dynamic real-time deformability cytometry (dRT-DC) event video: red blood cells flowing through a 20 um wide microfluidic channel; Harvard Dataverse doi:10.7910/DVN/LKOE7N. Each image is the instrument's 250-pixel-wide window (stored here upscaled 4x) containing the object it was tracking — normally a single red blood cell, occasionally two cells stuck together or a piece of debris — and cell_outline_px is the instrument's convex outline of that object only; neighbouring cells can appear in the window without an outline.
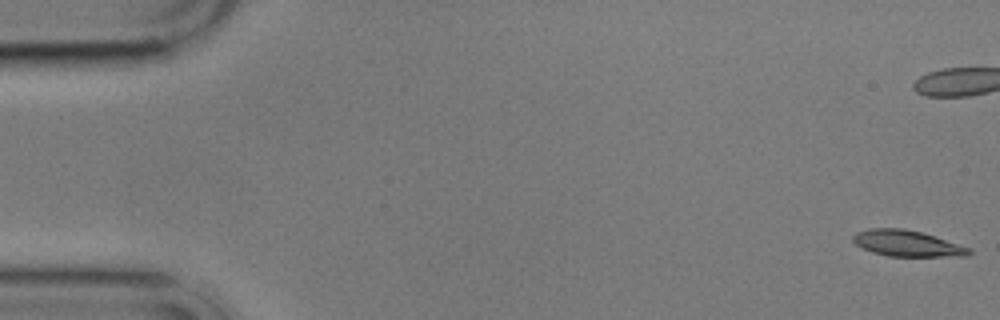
{"species": "common noctule bat (a hibernating species)", "species_latin": "Nyctalus noctula", "temperature_condition": "cold", "stored_images_in_passage": 4, "camera_frame_rate_fps": 3000, "um_per_image_px": 0.085, "animal": {"sex": "male", "body_mass_g": 17.9}, "frame": {"image": 1, "passage_image": 1, "time_ms": 0.0, "image_size_px": [1000, 320], "cell_outline_px": [[972, 252], [968, 256], [888, 256], [872, 252], [856, 244], [852, 240], [852, 236], [856, 232], [868, 228], [904, 228], [924, 232], [972, 248]], "centroid_in_image_um": [77.14, 20.67], "position_along_channel_um": 7.9, "area_um2": 17.86}}